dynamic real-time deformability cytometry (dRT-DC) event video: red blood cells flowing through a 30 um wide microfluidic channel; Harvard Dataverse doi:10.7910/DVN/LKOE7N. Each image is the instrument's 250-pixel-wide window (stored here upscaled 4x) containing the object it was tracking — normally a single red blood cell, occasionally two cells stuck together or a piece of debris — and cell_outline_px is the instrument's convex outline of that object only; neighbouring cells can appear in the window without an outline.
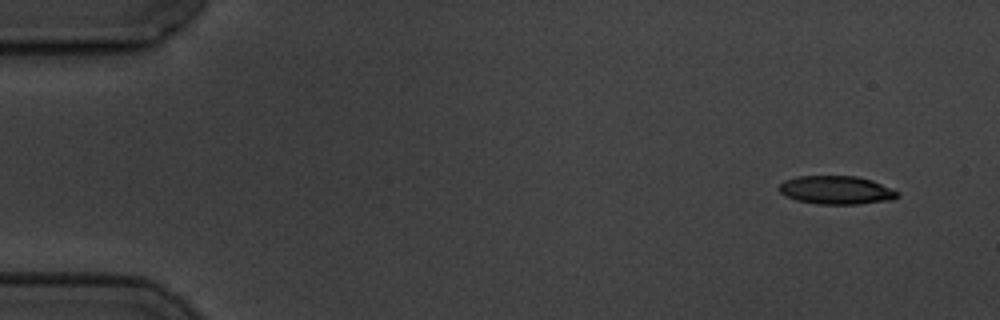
{"species": "common noctule bat (a hibernating species)", "species_latin": "Nyctalus noctula", "temperature_condition": "cold", "stored_images_in_passage": 4, "camera_frame_rate_fps": 3000, "um_per_image_px": 0.085, "animal": {"sex": "male", "body_mass_g": 19.5, "forearm_length_mm": 54.6}, "frame": {"image": 1, "passage_image": 1, "time_ms": 0.0, "image_size_px": [1000, 320], "cell_outline_px": [[900, 196], [892, 200], [860, 204], [816, 204], [796, 200], [784, 196], [776, 188], [784, 180], [796, 176], [856, 176], [872, 180], [892, 188], [900, 192]], "centroid_in_image_um": [71.08, 16.16], "position_along_channel_um": 13.9, "area_um2": 19.94}}
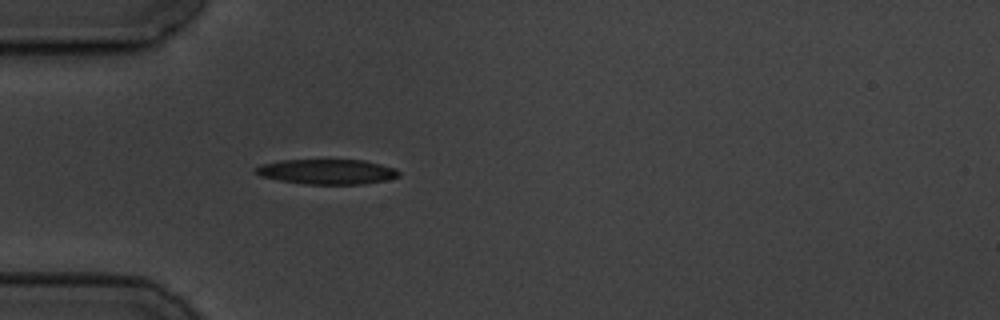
{"frame": {"image": 2, "passage_image": 4, "time_ms": 4.333, "image_size_px": [1000, 320], "cell_outline_px": [[400, 176], [388, 180], [360, 184], [308, 184], [280, 180], [260, 176], [256, 172], [256, 168], [260, 164], [284, 160], [364, 160], [396, 168], [400, 172]], "centroid_in_image_um": [27.85, 14.59], "position_along_channel_um": 57.2, "area_um2": 20.75}}